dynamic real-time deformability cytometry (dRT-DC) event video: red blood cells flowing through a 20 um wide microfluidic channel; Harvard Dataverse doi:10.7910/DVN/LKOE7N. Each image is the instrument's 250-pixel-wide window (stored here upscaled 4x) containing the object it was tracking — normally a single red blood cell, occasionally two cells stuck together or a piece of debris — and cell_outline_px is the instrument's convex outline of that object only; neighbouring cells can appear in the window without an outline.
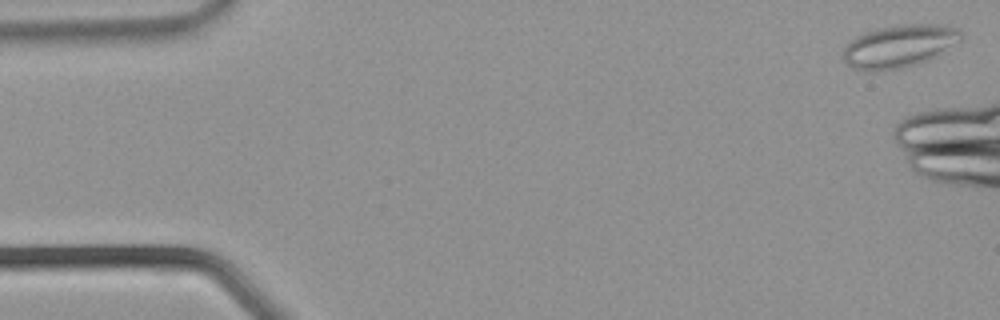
{"species": "common noctule bat (a hibernating species)", "species_latin": "Nyctalus noctula", "temperature_condition": "warm", "stored_images_in_passage": 8, "camera_frame_rate_fps": 3000, "um_per_image_px": 0.085, "animal": {"sex": "male", "body_mass_g": 21.5, "forearm_length_mm": 52.0}, "frame": {"image": 1, "passage_image": 1, "time_ms": 0.0, "image_size_px": [1000, 320], "cell_outline_px": [[964, 36], [960, 40], [936, 56], [920, 64], [900, 68], [872, 72], [852, 68], [840, 56], [844, 48], [856, 36], [864, 32], [880, 28], [900, 24], [944, 24], [956, 28], [964, 32]], "centroid_in_image_um": [76.43, 3.92], "position_along_channel_um": 8.6, "area_um2": 29.59}}